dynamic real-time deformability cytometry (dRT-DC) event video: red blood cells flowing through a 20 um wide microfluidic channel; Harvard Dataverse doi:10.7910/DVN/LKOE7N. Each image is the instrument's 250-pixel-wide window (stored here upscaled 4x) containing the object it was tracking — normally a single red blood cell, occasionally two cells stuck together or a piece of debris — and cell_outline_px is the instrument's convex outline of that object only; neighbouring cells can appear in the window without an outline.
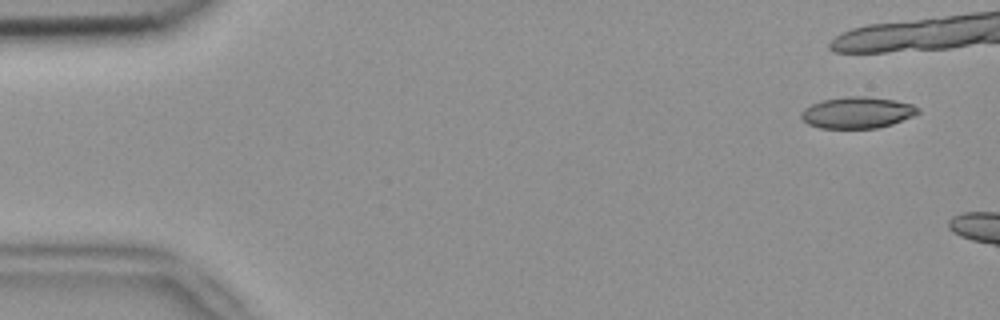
{"species": "common noctule bat (a hibernating species)", "species_latin": "Nyctalus noctula", "temperature_condition": "room temperature", "stored_images_in_passage": 6, "segment_of_instrument_passage": [2, 2], "camera_frame_rate_fps": 3000, "um_per_image_px": 0.085, "animal": {"sex": "female", "body_mass_g": 18.4}, "frame": {"image": 1, "passage_image": 6, "time_ms": 1.667, "image_size_px": [1000, 320], "cell_outline_px": [[920, 112], [912, 116], [892, 124], [876, 128], [820, 128], [808, 124], [800, 116], [800, 112], [804, 108], [820, 100], [844, 96], [864, 96], [896, 100], [912, 104], [920, 108]], "centroid_in_image_um": [72.85, 9.56], "position_along_channel_um": 12.1, "area_um2": 21.5}}